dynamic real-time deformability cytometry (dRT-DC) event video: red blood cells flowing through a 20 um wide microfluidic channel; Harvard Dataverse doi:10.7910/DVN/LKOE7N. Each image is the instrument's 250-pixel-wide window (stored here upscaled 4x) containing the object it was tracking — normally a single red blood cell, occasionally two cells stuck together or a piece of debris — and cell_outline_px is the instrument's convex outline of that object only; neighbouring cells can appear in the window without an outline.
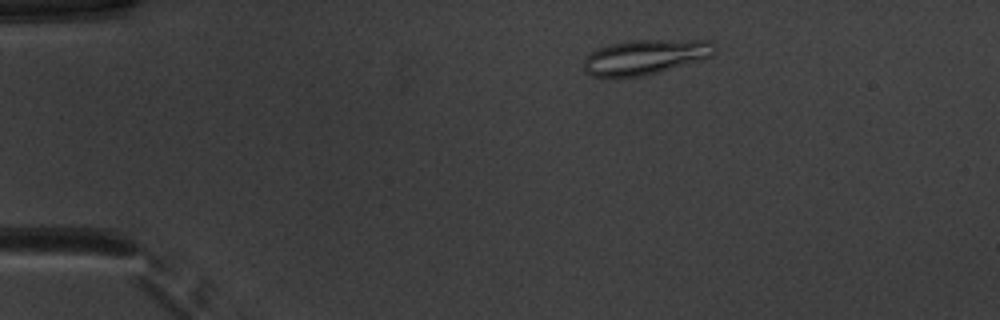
{"species": "common noctule bat (a hibernating species)", "species_latin": "Nyctalus noctula", "temperature_condition": "warm", "stored_images_in_passage": 45, "camera_frame_rate_fps": 3000, "um_per_image_px": 0.085, "animal": {"sex": "male", "body_mass_g": 20.1, "forearm_length_mm": 53.5}, "frame": {"image": 1, "passage_image": 3, "time_ms": 0.667, "image_size_px": [1000, 320], "cell_outline_px": [[716, 52], [712, 56], [700, 60], [656, 72], [640, 76], [592, 76], [584, 72], [584, 60], [592, 52], [600, 48], [612, 44], [632, 40], [712, 40], [716, 48]], "centroid_in_image_um": [54.89, 4.82], "position_along_channel_um": 30.1, "area_um2": 26.18}}
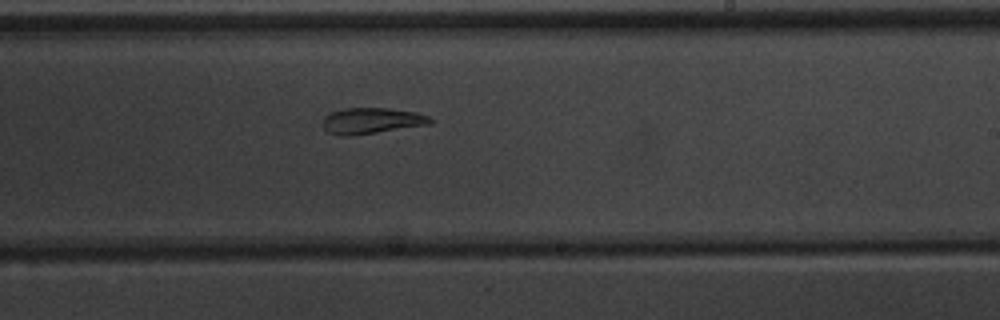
{"frame": {"image": 2, "passage_image": 25, "time_ms": 8.0, "image_size_px": [1000, 320], "cell_outline_px": [[432, 124], [352, 136], [340, 136], [328, 132], [320, 124], [324, 116], [332, 112], [344, 108], [388, 108], [416, 112], [428, 116], [432, 120]], "centroid_in_image_um": [31.55, 10.27], "position_along_channel_um": 257.5, "area_um2": 16.47}}
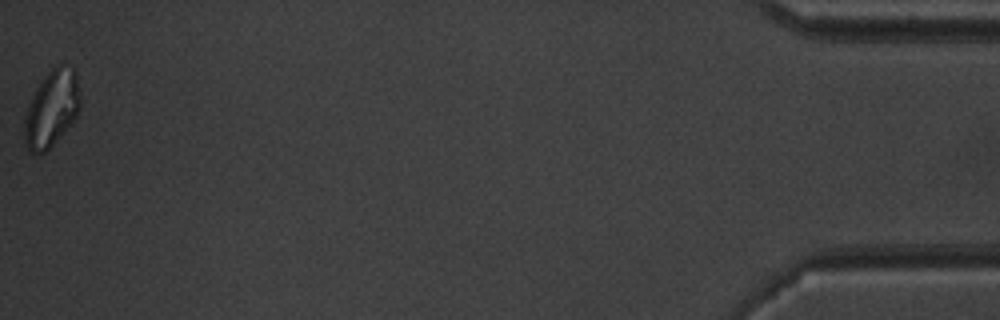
{"frame": {"image": 3, "passage_image": 45, "time_ms": 14.667, "image_size_px": [1000, 320], "cell_outline_px": [[80, 108], [72, 124], [44, 152], [36, 156], [28, 148], [24, 140], [24, 120], [28, 108], [44, 76], [56, 64], [60, 64], [72, 68], [76, 72], [80, 92]], "centroid_in_image_um": [4.42, 9.24], "position_along_channel_um": 430.8, "area_um2": 24.51}, "authors_computed_cell_mechanics": {"area_um2": 19.4208, "velocity_mm_per_s": 3.9444, "shape_relaxation_time_tau1_ms": null, "shape_relaxation_time_tau2_ms": 11.1371, "deformation_change_tau1": null, "deformation_change_tau2": 0.2066}}